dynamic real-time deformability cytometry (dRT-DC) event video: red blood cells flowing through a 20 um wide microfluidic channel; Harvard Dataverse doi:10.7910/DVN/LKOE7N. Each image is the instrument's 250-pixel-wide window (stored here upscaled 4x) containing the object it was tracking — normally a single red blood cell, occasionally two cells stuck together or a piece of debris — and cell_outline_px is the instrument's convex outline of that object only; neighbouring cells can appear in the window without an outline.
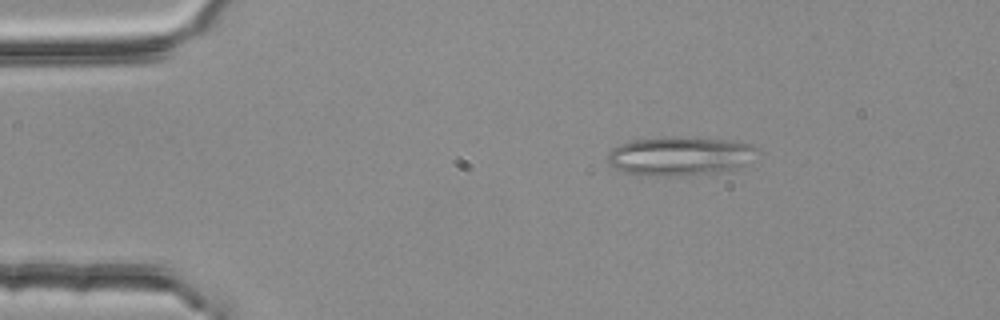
{"species": "common noctule bat (a hibernating species)", "species_latin": "Nyctalus noctula", "temperature_condition": "room temperature", "stored_images_in_passage": 4, "camera_frame_rate_fps": 3000, "um_per_image_px": 0.085, "animal": {"sex": "female", "body_mass_g": 25.1}, "frame": {"image": 1, "passage_image": 3, "time_ms": 0.667, "image_size_px": [1000, 320], "cell_outline_px": [[764, 152], [748, 164], [740, 168], [716, 172], [668, 176], [640, 176], [624, 172], [608, 164], [608, 152], [612, 148], [628, 140], [664, 136], [692, 136], [732, 140], [748, 144], [760, 148]], "centroid_in_image_um": [57.86, 13.24], "position_along_channel_um": 27.1, "area_um2": 35.14}}